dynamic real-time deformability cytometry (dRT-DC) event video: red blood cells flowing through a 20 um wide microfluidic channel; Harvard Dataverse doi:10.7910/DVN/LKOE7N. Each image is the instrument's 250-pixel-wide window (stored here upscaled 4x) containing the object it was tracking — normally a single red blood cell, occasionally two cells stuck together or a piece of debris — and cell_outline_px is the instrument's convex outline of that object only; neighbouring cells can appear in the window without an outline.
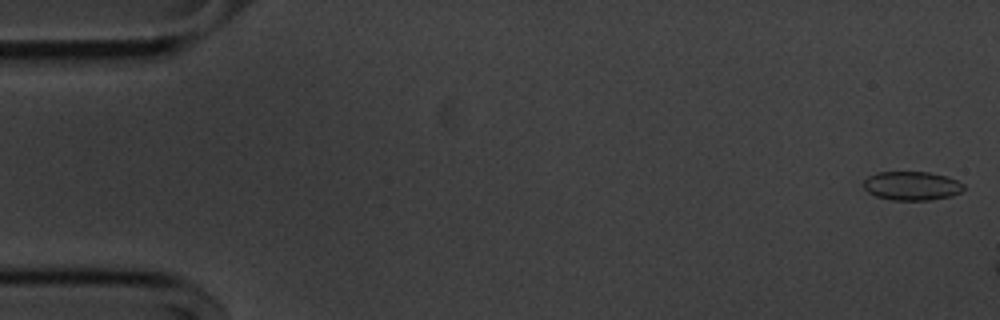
{"species": "common noctule bat (a hibernating species)", "species_latin": "Nyctalus noctula", "temperature_condition": "cold", "stored_images_in_passage": 10, "camera_frame_rate_fps": 3000, "um_per_image_px": 0.085, "animal": {"sex": "male", "body_mass_g": 20.1, "forearm_length_mm": 53.5}, "frame": {"image": 1, "passage_image": 1, "time_ms": 0.0, "image_size_px": [1000, 320], "cell_outline_px": [[964, 188], [960, 192], [952, 196], [932, 200], [892, 200], [876, 196], [868, 192], [864, 188], [864, 180], [868, 176], [880, 172], [928, 172], [944, 176], [956, 180], [964, 184]], "centroid_in_image_um": [77.5, 15.8], "position_along_channel_um": 7.5, "area_um2": 16.76}}